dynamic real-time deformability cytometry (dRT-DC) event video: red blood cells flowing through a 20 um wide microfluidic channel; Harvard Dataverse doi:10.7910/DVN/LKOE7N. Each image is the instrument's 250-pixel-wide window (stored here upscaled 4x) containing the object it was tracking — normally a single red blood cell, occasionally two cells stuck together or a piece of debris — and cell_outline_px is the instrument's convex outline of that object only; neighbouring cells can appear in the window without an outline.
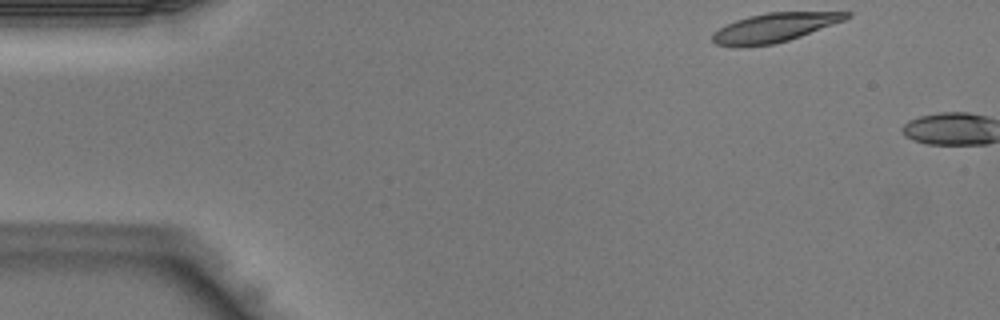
{"species": "Egyptian fruit bat (a non-hibernating species)", "species_latin": "Rousettus aegyptiacus", "temperature_condition": "warm", "stored_images_in_passage": 2, "camera_frame_rate_fps": 3000, "um_per_image_px": 0.085, "animal": {"sex": "male"}, "frame": {"image": 1, "passage_image": 1, "time_ms": 0.0, "image_size_px": [1000, 320], "cell_outline_px": [[852, 16], [844, 20], [800, 36], [788, 40], [772, 44], [748, 48], [732, 48], [716, 44], [712, 40], [712, 32], [736, 20], [748, 16], [768, 12], [852, 12]], "centroid_in_image_um": [65.76, 2.37], "position_along_channel_um": 19.2, "area_um2": 22.77}}